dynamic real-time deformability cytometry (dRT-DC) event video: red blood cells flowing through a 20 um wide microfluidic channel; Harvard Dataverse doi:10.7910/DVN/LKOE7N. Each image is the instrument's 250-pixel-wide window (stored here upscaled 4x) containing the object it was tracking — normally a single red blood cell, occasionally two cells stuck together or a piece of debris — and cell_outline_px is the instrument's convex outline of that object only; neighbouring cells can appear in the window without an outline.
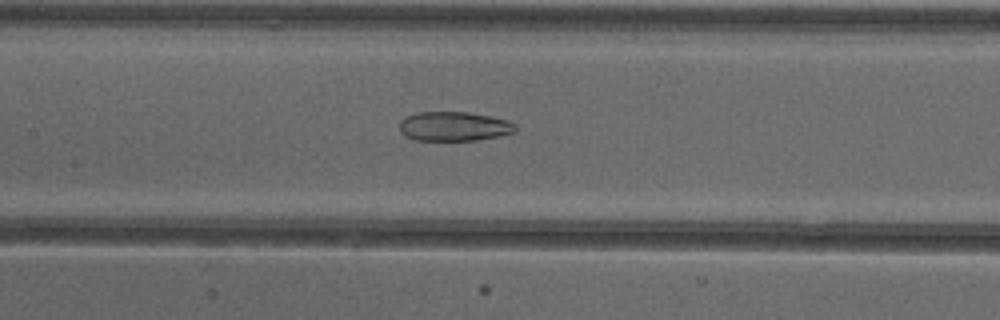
{"species": "common noctule bat (a hibernating species)", "species_latin": "Nyctalus noctula", "temperature_condition": "cold", "stored_images_in_passage": 52, "camera_frame_rate_fps": 3000, "um_per_image_px": 0.085, "animal": {"sex": "female"}, "frame": {"image": 1, "passage_image": 25, "time_ms": 8.0, "image_size_px": [1000, 320], "cell_outline_px": [[516, 128], [512, 132], [500, 136], [476, 140], [416, 140], [404, 136], [400, 132], [400, 120], [404, 116], [416, 112], [468, 112], [492, 116], [508, 120], [516, 124]], "centroid_in_image_um": [38.56, 10.73], "position_along_channel_um": 168.8, "area_um2": 20.0}}
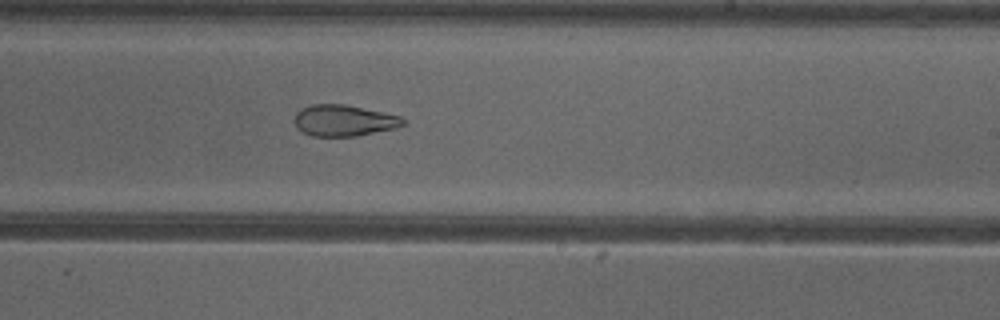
{"frame": {"image": 2, "passage_image": 32, "time_ms": 10.333, "image_size_px": [1000, 320], "cell_outline_px": [[404, 124], [396, 128], [356, 136], [312, 136], [296, 128], [296, 112], [300, 108], [312, 104], [344, 104], [400, 116], [404, 120]], "centroid_in_image_um": [29.21, 10.24], "position_along_channel_um": 259.8, "area_um2": 19.59}}
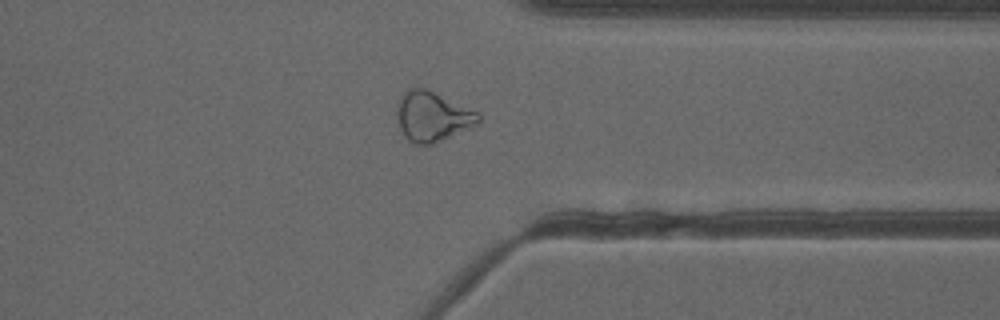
{"frame": {"image": 3, "passage_image": 41, "time_ms": 13.333, "image_size_px": [1000, 320], "cell_outline_px": [[480, 124], [472, 128], [432, 144], [412, 144], [404, 136], [396, 120], [396, 112], [400, 96], [408, 88], [428, 88], [480, 112]], "centroid_in_image_um": [36.78, 9.89], "position_along_channel_um": 374.6, "area_um2": 24.28}, "authors_computed_cell_mechanics": {"area_um2": 25.5765, "velocity_mm_per_s": 3.9124, "shape_relaxation_time_tau1_ms": null, "shape_relaxation_time_tau2_ms": 3.1777, "deformation_change_tau1": null, "deformation_change_tau2": 0.1108}}